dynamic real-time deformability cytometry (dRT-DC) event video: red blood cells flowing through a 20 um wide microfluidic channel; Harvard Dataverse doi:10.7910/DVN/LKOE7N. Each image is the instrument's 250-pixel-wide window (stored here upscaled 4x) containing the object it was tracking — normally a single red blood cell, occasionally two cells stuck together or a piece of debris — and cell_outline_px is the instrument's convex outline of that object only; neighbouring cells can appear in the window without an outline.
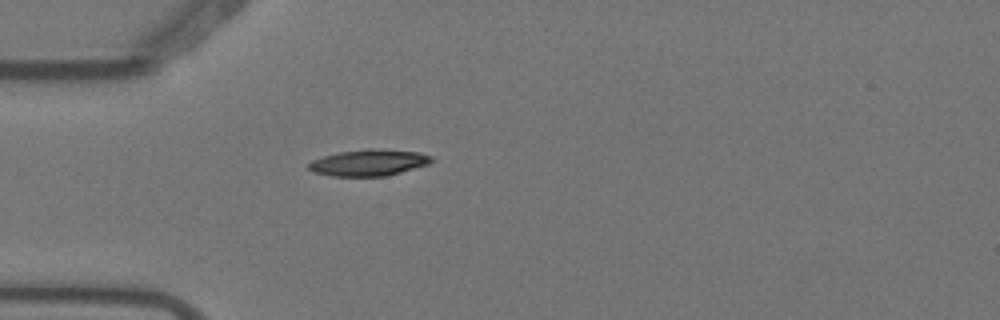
{"species": "Egyptian fruit bat (a non-hibernating species)", "species_latin": "Rousettus aegyptiacus", "temperature_condition": "warm", "stored_images_in_passage": 5, "camera_frame_rate_fps": 3000, "um_per_image_px": 0.085, "animal": {"sex": "female"}, "frame": {"image": 1, "passage_image": 5, "time_ms": 1.333, "image_size_px": [1000, 320], "cell_outline_px": [[432, 160], [428, 164], [400, 172], [384, 176], [332, 176], [312, 172], [308, 168], [308, 164], [312, 160], [324, 156], [340, 152], [368, 148], [420, 152], [432, 156]], "centroid_in_image_um": [31.32, 13.82], "position_along_channel_um": 53.7, "area_um2": 18.73}}